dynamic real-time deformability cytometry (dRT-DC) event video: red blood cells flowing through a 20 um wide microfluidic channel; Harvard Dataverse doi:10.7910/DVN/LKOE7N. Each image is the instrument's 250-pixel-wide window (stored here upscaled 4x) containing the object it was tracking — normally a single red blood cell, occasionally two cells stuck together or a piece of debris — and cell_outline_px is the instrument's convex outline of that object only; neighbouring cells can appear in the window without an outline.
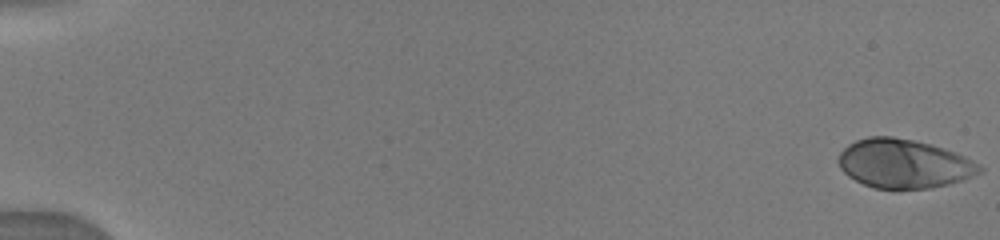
{"species": "human", "species_latin": "Homo sapiens", "temperature_condition": "warm", "stored_images_in_passage": 9, "camera_frame_rate_fps": 3000, "um_per_image_px": 0.085, "donor": {"sex": "male"}, "frame": {"image": 1, "passage_image": 1, "time_ms": 0.0, "image_size_px": [1000, 240], "cell_outline_px": [[984, 172], [948, 184], [932, 188], [900, 192], [896, 192], [872, 188], [848, 176], [840, 168], [836, 160], [840, 152], [848, 144], [856, 140], [868, 136], [892, 136], [932, 144], [956, 152], [980, 164], [984, 168]], "centroid_in_image_um": [76.82, 13.95], "position_along_channel_um": 8.2, "area_um2": 41.33}}
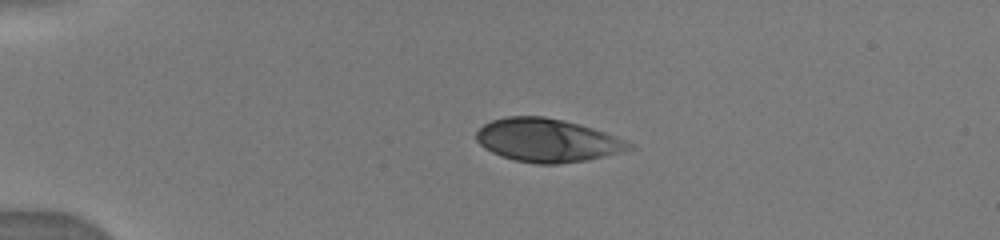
{"frame": {"image": 2, "passage_image": 6, "time_ms": 4.0, "image_size_px": [1000, 240], "cell_outline_px": [[632, 148], [604, 156], [584, 160], [556, 164], [536, 164], [512, 160], [500, 156], [484, 148], [476, 140], [476, 132], [484, 124], [492, 120], [508, 116], [544, 116], [564, 120], [580, 124], [628, 140], [632, 144]], "centroid_in_image_um": [46.48, 11.92], "position_along_channel_um": 38.5, "area_um2": 38.44}}
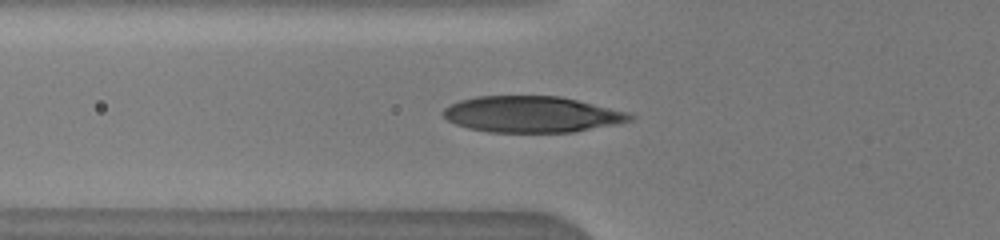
{"frame": {"image": 3, "passage_image": 9, "time_ms": 6.333, "image_size_px": [1000, 240], "cell_outline_px": [[636, 116], [632, 120], [572, 132], [488, 132], [468, 128], [456, 124], [448, 120], [440, 112], [444, 108], [460, 100], [476, 96], [560, 96], [628, 112]], "centroid_in_image_um": [45.16, 9.71], "position_along_channel_um": 80.6, "area_um2": 39.13}}